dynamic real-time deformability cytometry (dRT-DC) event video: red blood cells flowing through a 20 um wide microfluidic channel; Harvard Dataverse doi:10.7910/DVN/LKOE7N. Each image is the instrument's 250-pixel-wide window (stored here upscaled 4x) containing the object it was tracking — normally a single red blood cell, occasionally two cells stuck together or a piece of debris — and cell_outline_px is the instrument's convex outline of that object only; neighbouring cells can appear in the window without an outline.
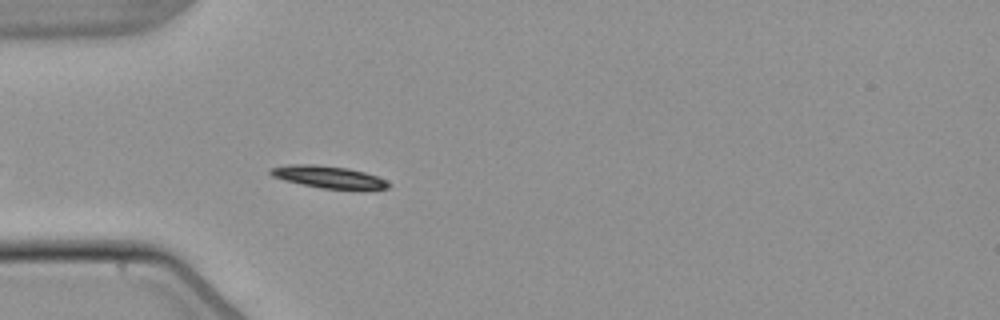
{"species": "common noctule bat (a hibernating species)", "species_latin": "Nyctalus noctula", "temperature_condition": "warm", "stored_images_in_passage": 8, "camera_frame_rate_fps": 3000, "um_per_image_px": 0.085, "animal": {"sex": "male", "body_mass_g": 21.5, "forearm_length_mm": 52.0}, "frame": {"image": 1, "passage_image": 5, "time_ms": 1.333, "image_size_px": [1000, 320], "cell_outline_px": [[392, 184], [388, 188], [320, 188], [284, 180], [272, 176], [268, 172], [272, 168], [292, 164], [312, 164], [348, 168], [364, 172], [376, 176]], "centroid_in_image_um": [27.87, 15.02], "position_along_channel_um": 57.1, "area_um2": 14.74}}